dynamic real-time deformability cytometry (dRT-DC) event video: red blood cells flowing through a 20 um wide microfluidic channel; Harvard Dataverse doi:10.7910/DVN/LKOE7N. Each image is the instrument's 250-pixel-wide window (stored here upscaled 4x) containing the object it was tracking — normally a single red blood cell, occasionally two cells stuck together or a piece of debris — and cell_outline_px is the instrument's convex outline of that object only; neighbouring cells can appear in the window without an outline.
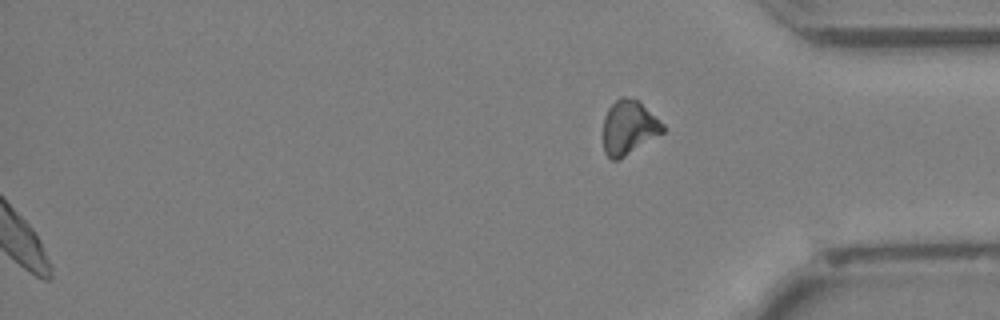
{"species": "Egyptian fruit bat (a non-hibernating species)", "species_latin": "Rousettus aegyptiacus", "temperature_condition": "cold", "stored_images_in_passage": 43, "segment_of_instrument_passage": [2, 2], "camera_frame_rate_fps": 3000, "um_per_image_px": 0.085, "animal": {"sex": "female"}, "frame": {"image": 1, "passage_image": 43, "time_ms": 14.0, "image_size_px": [1000, 320], "cell_outline_px": [[664, 132], [624, 156], [616, 160], [612, 160], [604, 152], [604, 116], [608, 108], [620, 96], [624, 96], [636, 100], [664, 124]], "centroid_in_image_um": [53.43, 10.83], "position_along_channel_um": 381.8, "area_um2": 18.38}}